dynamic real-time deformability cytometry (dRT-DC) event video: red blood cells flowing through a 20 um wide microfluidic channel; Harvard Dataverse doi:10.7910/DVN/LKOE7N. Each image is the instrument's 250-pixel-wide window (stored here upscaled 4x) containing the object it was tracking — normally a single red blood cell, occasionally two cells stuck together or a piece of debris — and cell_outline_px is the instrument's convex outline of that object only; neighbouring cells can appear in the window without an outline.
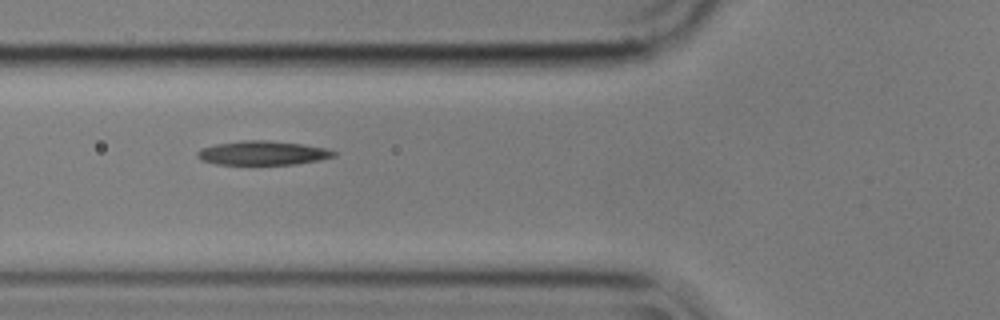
{"species": "common noctule bat (a hibernating species)", "species_latin": "Nyctalus noctula", "temperature_condition": "cold", "stored_images_in_passage": 8, "camera_frame_rate_fps": 3000, "um_per_image_px": 0.085, "animal": {"sex": "male", "body_mass_g": 17.9}, "frame": {"image": 1, "passage_image": 5, "time_ms": 1.333, "image_size_px": [1000, 320], "cell_outline_px": [[336, 156], [320, 160], [296, 164], [216, 164], [200, 160], [196, 156], [196, 152], [200, 148], [216, 144], [244, 140], [268, 140], [304, 144], [328, 148], [336, 152]], "centroid_in_image_um": [22.34, 13.0], "position_along_channel_um": 103.5, "area_um2": 19.31}}
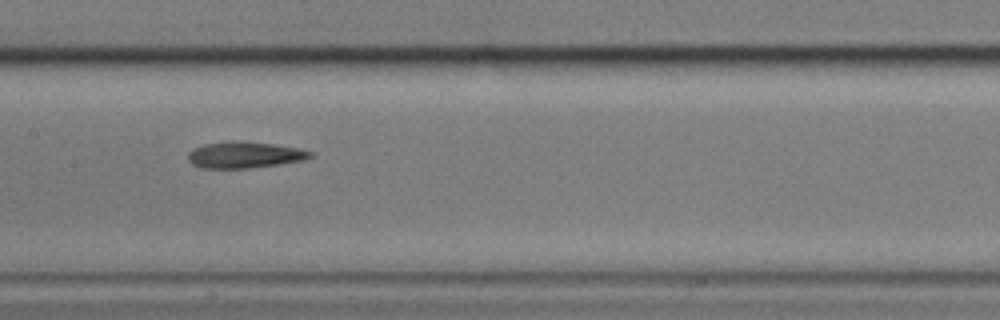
{"frame": {"image": 2, "passage_image": 7, "time_ms": 2.0, "image_size_px": [1000, 320], "cell_outline_px": [[312, 156], [304, 160], [280, 164], [248, 168], [200, 168], [192, 164], [188, 160], [188, 152], [192, 148], [204, 144], [232, 140], [240, 140], [272, 144], [296, 148], [312, 152]], "centroid_in_image_um": [20.73, 13.16], "position_along_channel_um": 186.7, "area_um2": 18.84}}
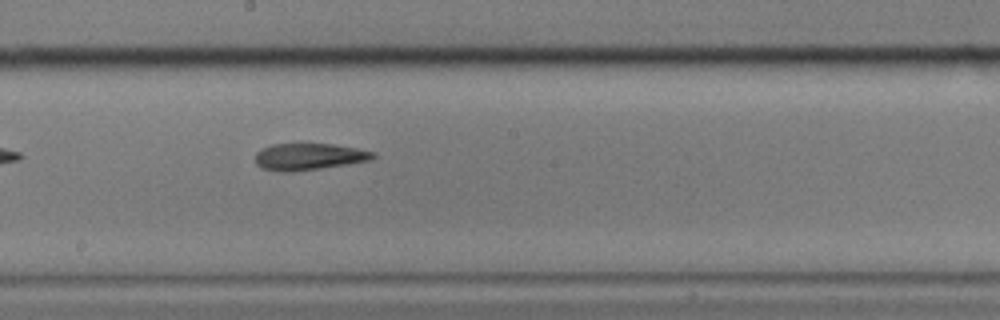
{"frame": {"image": 3, "passage_image": 8, "time_ms": 2.333, "image_size_px": [1000, 320], "cell_outline_px": [[376, 156], [372, 160], [348, 164], [292, 172], [280, 172], [260, 168], [256, 164], [256, 152], [272, 144], [332, 144], [356, 148], [376, 152]], "centroid_in_image_um": [26.27, 13.32], "position_along_channel_um": 221.9, "area_um2": 18.38}}